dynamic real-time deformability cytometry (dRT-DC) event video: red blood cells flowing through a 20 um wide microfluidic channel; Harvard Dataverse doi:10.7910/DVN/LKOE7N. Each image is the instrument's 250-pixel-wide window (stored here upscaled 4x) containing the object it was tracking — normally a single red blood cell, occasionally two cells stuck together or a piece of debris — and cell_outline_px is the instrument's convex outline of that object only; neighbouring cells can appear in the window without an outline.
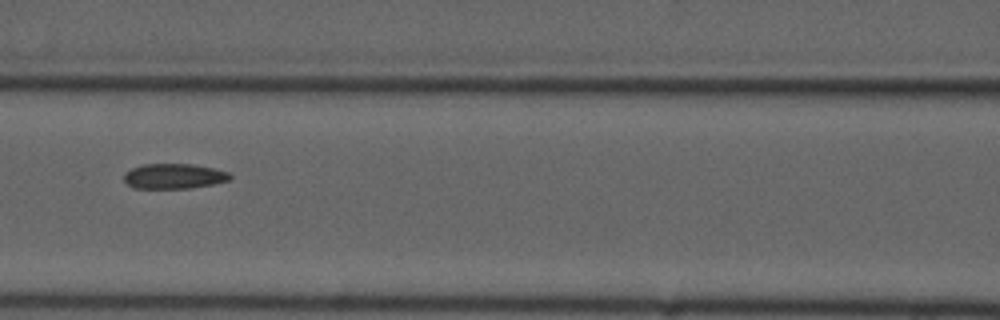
{"species": "common noctule bat (a hibernating species)", "species_latin": "Nyctalus noctula", "temperature_condition": "cold", "stored_images_in_passage": 5, "camera_frame_rate_fps": 3000, "um_per_image_px": 0.085, "animal": {"sex": "male", "forearm_length_mm": 52.5}, "frame": {"image": 1, "passage_image": 5, "time_ms": 4.667, "image_size_px": [1000, 320], "cell_outline_px": [[232, 176], [228, 180], [212, 184], [192, 188], [136, 188], [128, 184], [124, 180], [124, 172], [132, 168], [144, 164], [192, 164], [212, 168], [228, 172]], "centroid_in_image_um": [14.76, 14.97], "position_along_channel_um": 151.8, "area_um2": 15.37}}